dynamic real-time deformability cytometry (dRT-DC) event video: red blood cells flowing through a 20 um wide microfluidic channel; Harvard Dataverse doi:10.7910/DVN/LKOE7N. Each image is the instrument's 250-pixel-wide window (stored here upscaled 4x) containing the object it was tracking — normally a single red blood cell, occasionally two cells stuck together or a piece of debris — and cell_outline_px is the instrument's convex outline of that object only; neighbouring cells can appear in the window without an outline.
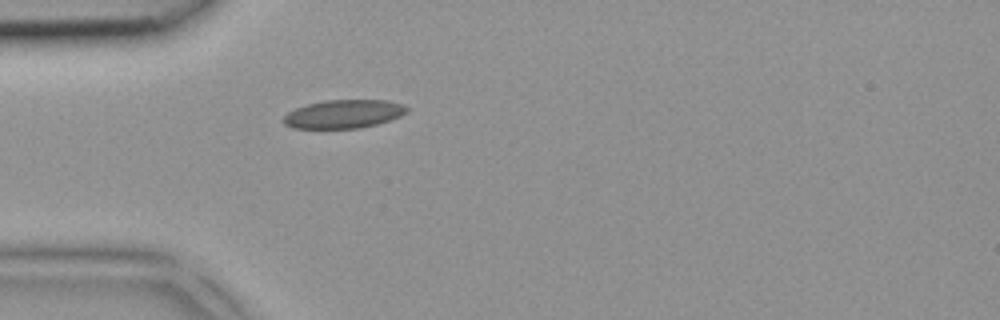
{"species": "common noctule bat (a hibernating species)", "species_latin": "Nyctalus noctula", "temperature_condition": "room temperature", "stored_images_in_passage": 1, "camera_frame_rate_fps": 3000, "um_per_image_px": 0.085, "animal": {"sex": "female", "body_mass_g": 18.4}, "frame": {"image": 1, "passage_image": 1, "time_ms": 0.0, "image_size_px": [1000, 320], "cell_outline_px": [[408, 112], [400, 116], [376, 124], [360, 128], [292, 128], [284, 124], [284, 116], [288, 112], [296, 108], [308, 104], [324, 100], [388, 100], [404, 104], [408, 108]], "centroid_in_image_um": [29.23, 9.68], "position_along_channel_um": 55.8, "area_um2": 20.4}}